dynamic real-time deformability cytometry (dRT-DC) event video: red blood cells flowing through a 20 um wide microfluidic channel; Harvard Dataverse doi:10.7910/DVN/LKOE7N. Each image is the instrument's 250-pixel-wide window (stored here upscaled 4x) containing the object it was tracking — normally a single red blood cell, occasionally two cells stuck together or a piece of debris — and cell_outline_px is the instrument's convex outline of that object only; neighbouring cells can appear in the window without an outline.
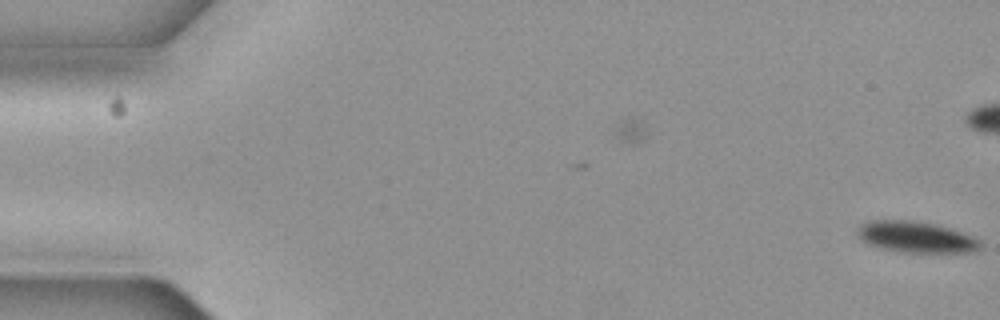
{"species": "common noctule bat (a hibernating species)", "species_latin": "Nyctalus noctula", "temperature_condition": "cold", "stored_images_in_passage": 2, "camera_frame_rate_fps": 3000, "um_per_image_px": 0.085, "animal": {"sex": "female", "body_mass_g": 19.3, "forearm_length_mm": 54.1}, "frame": {"image": 1, "passage_image": 2, "time_ms": 0.333, "image_size_px": [1000, 320], "cell_outline_px": [[980, 248], [972, 252], [904, 252], [884, 248], [868, 244], [860, 236], [860, 228], [864, 224], [872, 220], [916, 220], [936, 224], [960, 232], [980, 240]], "centroid_in_image_um": [77.91, 20.14], "position_along_channel_um": 7.1, "area_um2": 21.68}}